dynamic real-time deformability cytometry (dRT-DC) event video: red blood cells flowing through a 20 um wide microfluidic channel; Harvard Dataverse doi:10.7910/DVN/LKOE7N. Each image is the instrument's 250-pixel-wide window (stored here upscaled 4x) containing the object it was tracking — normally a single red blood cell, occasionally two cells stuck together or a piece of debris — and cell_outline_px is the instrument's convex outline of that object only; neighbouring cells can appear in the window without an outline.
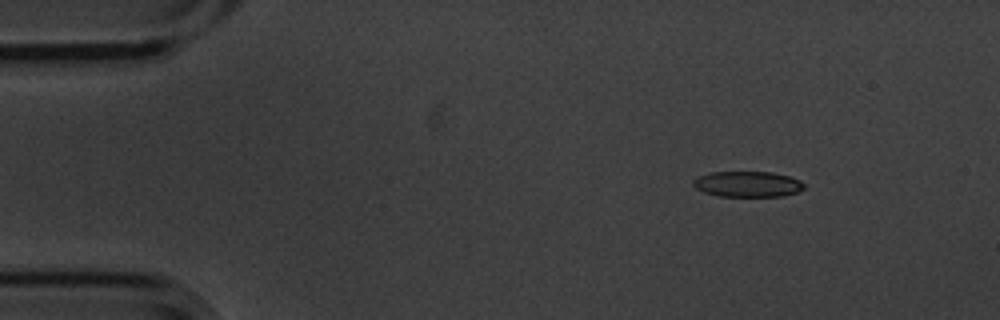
{"species": "common noctule bat (a hibernating species)", "species_latin": "Nyctalus noctula", "temperature_condition": "cold", "stored_images_in_passage": 10, "camera_frame_rate_fps": 3000, "um_per_image_px": 0.085, "animal": {"sex": "male", "body_mass_g": 20.1, "forearm_length_mm": 53.5}, "frame": {"image": 1, "passage_image": 1, "time_ms": 0.0, "image_size_px": [1000, 320], "cell_outline_px": [[804, 188], [796, 192], [784, 196], [720, 196], [704, 192], [696, 188], [692, 184], [692, 180], [696, 176], [712, 172], [772, 172], [788, 176], [800, 180], [804, 184]], "centroid_in_image_um": [63.52, 15.64], "position_along_channel_um": 21.5, "area_um2": 16.59}}
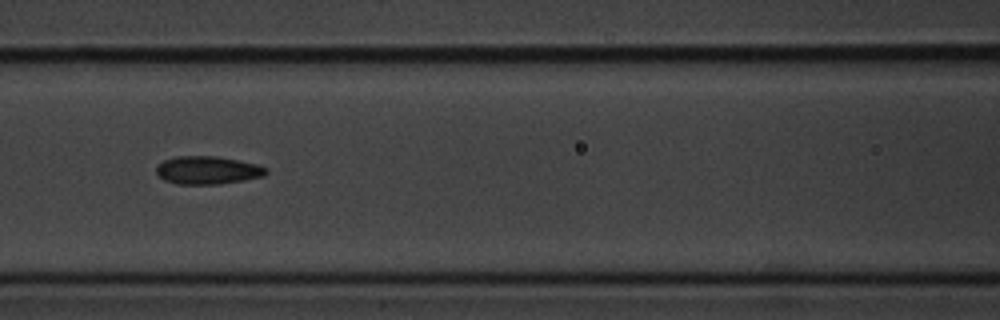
{"frame": {"image": 2, "passage_image": 6, "time_ms": 1.667, "image_size_px": [1000, 320], "cell_outline_px": [[268, 172], [264, 176], [244, 180], [220, 184], [176, 184], [164, 180], [156, 172], [156, 168], [164, 160], [176, 156], [216, 156], [256, 164], [268, 168]], "centroid_in_image_um": [17.66, 14.47], "position_along_channel_um": 148.9, "area_um2": 17.86}}
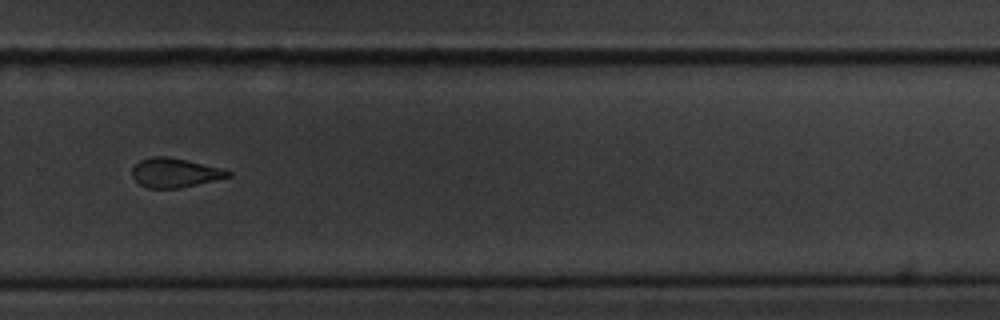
{"frame": {"image": 3, "passage_image": 10, "time_ms": 3.0, "image_size_px": [1000, 320], "cell_outline_px": [[232, 176], [180, 188], [148, 188], [140, 184], [132, 176], [132, 168], [140, 160], [152, 156], [168, 156], [220, 168], [232, 172]], "centroid_in_image_um": [14.84, 14.68], "position_along_channel_um": 315.0, "area_um2": 16.18}}